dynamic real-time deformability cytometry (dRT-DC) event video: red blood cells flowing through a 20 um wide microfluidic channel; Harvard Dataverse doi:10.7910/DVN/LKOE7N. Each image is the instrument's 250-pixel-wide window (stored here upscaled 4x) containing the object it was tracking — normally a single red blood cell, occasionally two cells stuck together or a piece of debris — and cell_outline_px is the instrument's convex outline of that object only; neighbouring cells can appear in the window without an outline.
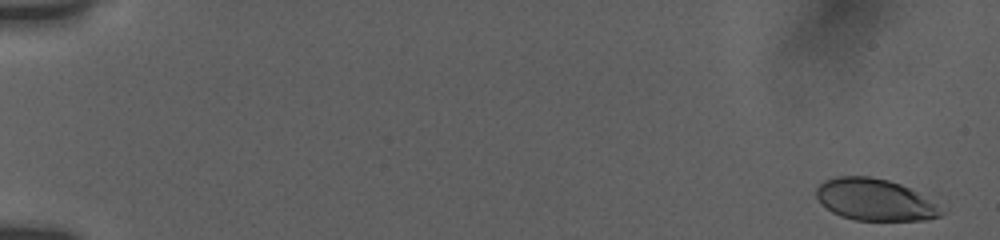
{"species": "human", "species_latin": "Homo sapiens", "temperature_condition": "room temperature", "stored_images_in_passage": 13, "camera_frame_rate_fps": 3000, "um_per_image_px": 0.085, "donor": {"sex": "female"}, "frame": {"image": 1, "passage_image": 1, "time_ms": 0.0, "image_size_px": [1000, 240], "cell_outline_px": [[948, 208], [940, 216], [924, 220], [856, 220], [840, 216], [832, 212], [816, 196], [816, 188], [824, 180], [836, 176], [868, 176], [888, 180], [900, 184]], "centroid_in_image_um": [74.41, 16.98], "position_along_channel_um": 10.6, "area_um2": 30.46}}
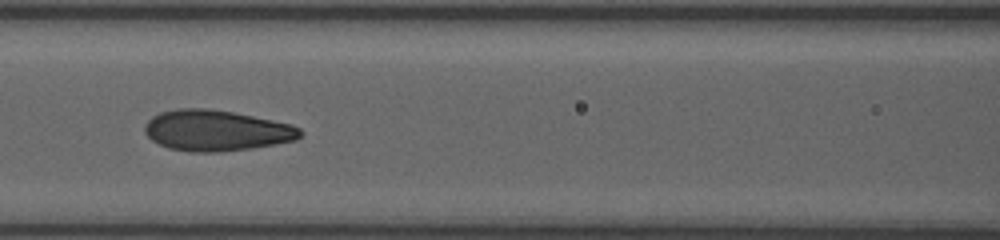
{"frame": {"image": 2, "passage_image": 10, "time_ms": 8.333, "image_size_px": [1000, 240], "cell_outline_px": [[304, 132], [296, 140], [252, 148], [216, 152], [188, 152], [168, 148], [152, 140], [144, 132], [144, 124], [152, 116], [160, 112], [176, 108], [204, 108], [232, 112], [292, 124], [300, 128]], "centroid_in_image_um": [18.36, 11.09], "position_along_channel_um": 148.2, "area_um2": 37.05}}
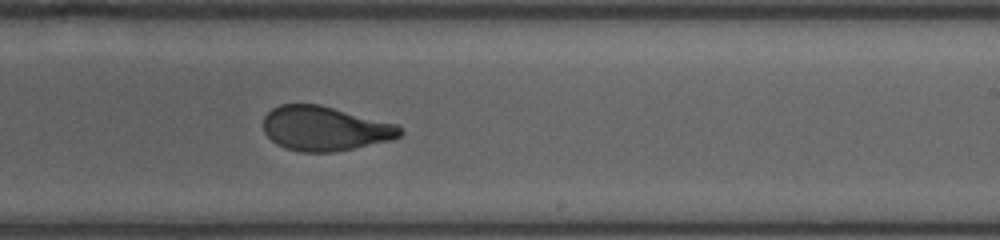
{"frame": {"image": 3, "passage_image": 13, "time_ms": 11.333, "image_size_px": [1000, 240], "cell_outline_px": [[404, 132], [400, 136], [388, 140], [352, 148], [332, 152], [300, 152], [284, 148], [276, 144], [264, 132], [264, 116], [272, 108], [280, 104], [320, 104], [396, 124]], "centroid_in_image_um": [27.57, 10.92], "position_along_channel_um": 261.4, "area_um2": 35.2}}